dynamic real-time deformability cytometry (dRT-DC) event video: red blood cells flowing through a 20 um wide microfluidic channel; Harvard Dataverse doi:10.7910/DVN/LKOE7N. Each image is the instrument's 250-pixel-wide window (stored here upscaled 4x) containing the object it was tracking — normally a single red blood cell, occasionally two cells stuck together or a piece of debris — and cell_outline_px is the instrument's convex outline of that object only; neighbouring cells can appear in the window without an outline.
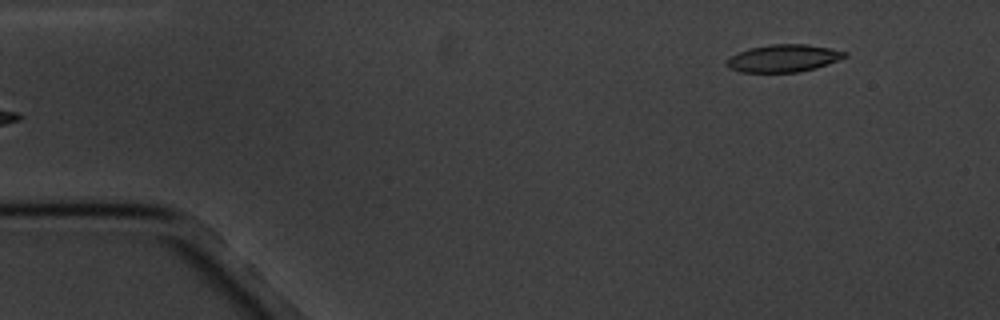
{"species": "common noctule bat (a hibernating species)", "species_latin": "Nyctalus noctula", "temperature_condition": "cold", "stored_images_in_passage": 6, "segment_of_instrument_passage": [2, 2], "camera_frame_rate_fps": 3000, "um_per_image_px": 0.085, "animal": {"sex": "male", "body_mass_g": 20.1, "forearm_length_mm": 53.5}, "frame": {"image": 1, "passage_image": 6, "time_ms": 5.667, "image_size_px": [1000, 320], "cell_outline_px": [[848, 56], [828, 64], [816, 68], [796, 72], [740, 72], [728, 68], [724, 64], [732, 56], [748, 48], [772, 44], [808, 44], [832, 48], [848, 52]], "centroid_in_image_um": [66.63, 4.95], "position_along_channel_um": 18.4, "area_um2": 18.96}}